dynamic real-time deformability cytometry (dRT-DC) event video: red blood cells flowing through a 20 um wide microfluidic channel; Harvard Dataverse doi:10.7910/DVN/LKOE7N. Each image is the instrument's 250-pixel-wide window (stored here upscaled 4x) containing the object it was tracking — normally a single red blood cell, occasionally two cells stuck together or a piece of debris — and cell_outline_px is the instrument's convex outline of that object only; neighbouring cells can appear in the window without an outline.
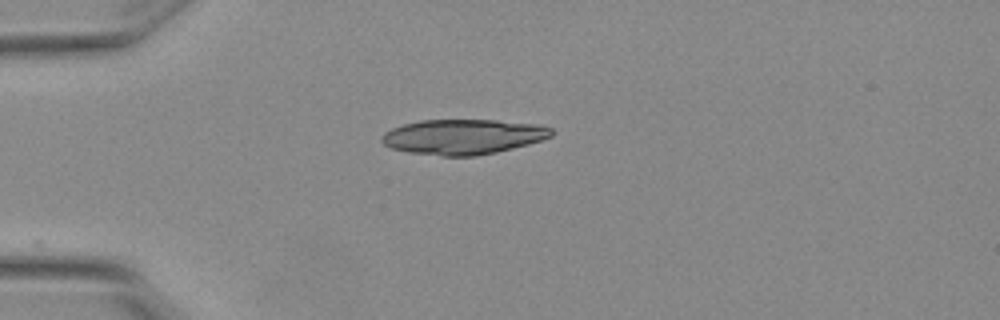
{"species": "Egyptian fruit bat (a non-hibernating species)", "species_latin": "Rousettus aegyptiacus", "temperature_condition": "warm", "stored_images_in_passage": 3, "camera_frame_rate_fps": 3000, "um_per_image_px": 0.085, "animal": {"sex": "female"}, "frame": {"image": 1, "passage_image": 1, "time_ms": 0.0, "image_size_px": [1000, 320], "cell_outline_px": [[552, 136], [528, 144], [496, 152], [476, 156], [440, 156], [408, 152], [392, 148], [384, 144], [380, 140], [380, 136], [384, 132], [392, 128], [404, 124], [420, 120], [496, 120], [536, 124], [552, 128]], "centroid_in_image_um": [39.32, 11.62], "position_along_channel_um": 45.7, "area_um2": 34.68}}